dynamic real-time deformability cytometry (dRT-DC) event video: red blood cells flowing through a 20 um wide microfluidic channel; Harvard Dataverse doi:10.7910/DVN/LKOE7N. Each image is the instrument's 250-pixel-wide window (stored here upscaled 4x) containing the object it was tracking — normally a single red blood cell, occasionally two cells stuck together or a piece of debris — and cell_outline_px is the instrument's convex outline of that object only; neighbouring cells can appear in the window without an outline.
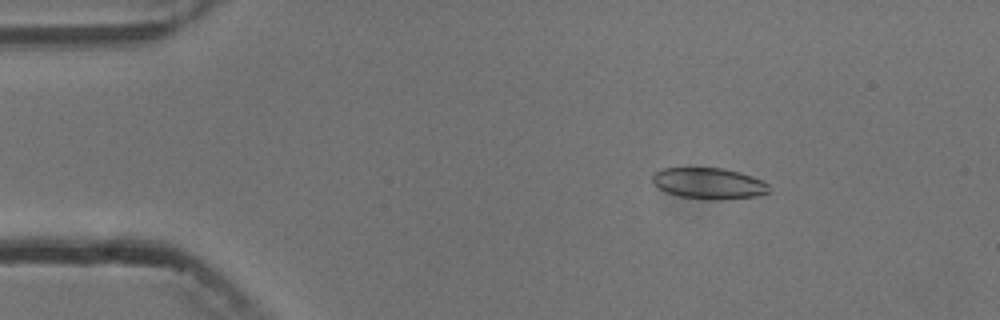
{"species": "common noctule bat (a hibernating species)", "species_latin": "Nyctalus noctula", "temperature_condition": "cold", "stored_images_in_passage": 7, "camera_frame_rate_fps": 3000, "um_per_image_px": 0.085, "animal": {"sex": "male", "body_mass_g": 13.3}, "frame": {"image": 1, "passage_image": 3, "time_ms": 2.333, "image_size_px": [1000, 320], "cell_outline_px": [[768, 192], [756, 196], [720, 200], [708, 200], [680, 196], [668, 192], [660, 188], [652, 180], [652, 176], [660, 168], [724, 168], [740, 172], [752, 176], [768, 184]], "centroid_in_image_um": [60.26, 15.58], "position_along_channel_um": 24.7, "area_um2": 20.98}}
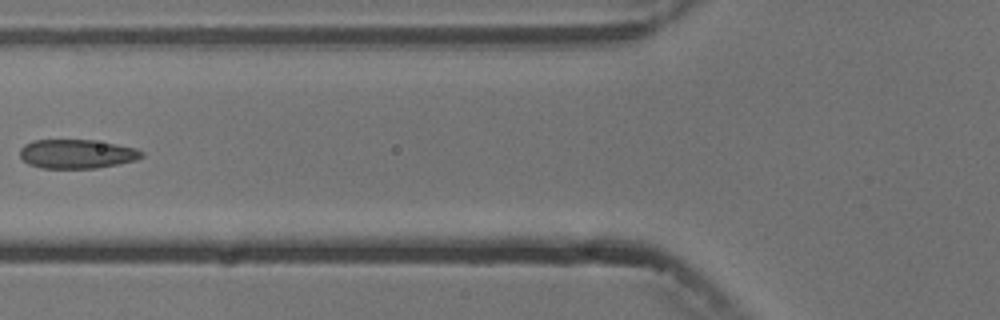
{"frame": {"image": 2, "passage_image": 6, "time_ms": 6.667, "image_size_px": [1000, 320], "cell_outline_px": [[144, 156], [136, 160], [96, 168], [40, 168], [28, 164], [20, 156], [20, 148], [24, 144], [32, 140], [92, 140], [136, 148], [144, 152]], "centroid_in_image_um": [6.51, 13.08], "position_along_channel_um": 119.3, "area_um2": 20.58}}
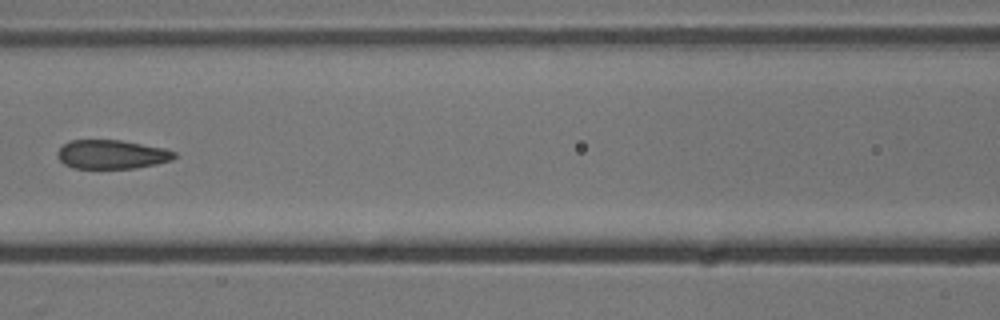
{"frame": {"image": 3, "passage_image": 7, "time_ms": 7.667, "image_size_px": [1000, 320], "cell_outline_px": [[176, 156], [172, 160], [156, 164], [136, 168], [72, 168], [64, 164], [56, 156], [56, 152], [64, 144], [72, 140], [120, 140], [164, 148], [176, 152]], "centroid_in_image_um": [9.49, 13.13], "position_along_channel_um": 157.1, "area_um2": 19.71}}